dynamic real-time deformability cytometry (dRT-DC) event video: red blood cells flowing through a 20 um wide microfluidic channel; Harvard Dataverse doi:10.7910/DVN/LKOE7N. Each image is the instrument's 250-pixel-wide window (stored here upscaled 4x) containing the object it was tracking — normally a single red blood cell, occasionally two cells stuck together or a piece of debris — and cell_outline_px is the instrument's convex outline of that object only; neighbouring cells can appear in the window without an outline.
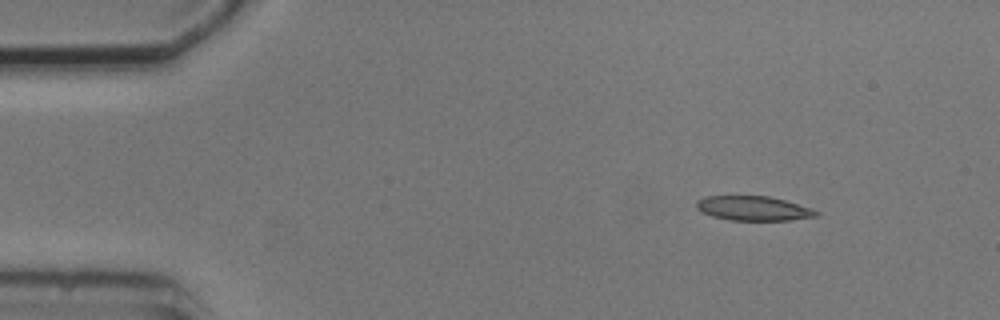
{"species": "common noctule bat (a hibernating species)", "species_latin": "Nyctalus noctula", "temperature_condition": "cold", "stored_images_in_passage": 7, "camera_frame_rate_fps": 3000, "um_per_image_px": 0.085, "animal": {"sex": "male", "body_mass_g": 20.5, "forearm_length_mm": 52.5}, "frame": {"image": 1, "passage_image": 1, "time_ms": 0.0, "image_size_px": [1000, 320], "cell_outline_px": [[820, 216], [792, 220], [732, 220], [712, 216], [700, 212], [696, 208], [696, 200], [704, 196], [768, 196], [784, 200], [812, 208], [820, 212]], "centroid_in_image_um": [64.04, 17.71], "position_along_channel_um": 21.0, "area_um2": 17.22}}
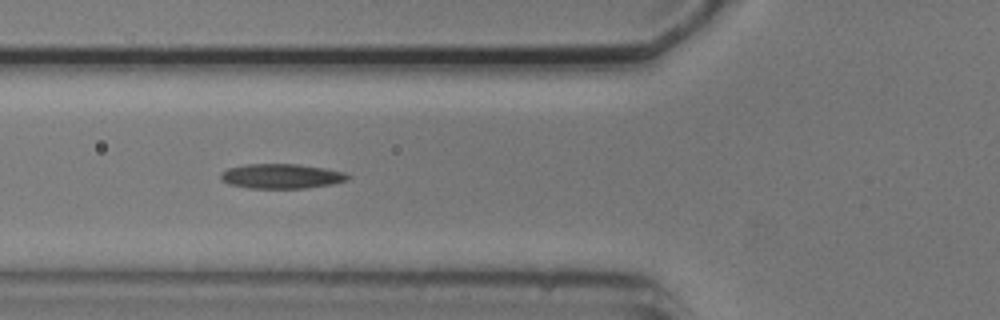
{"frame": {"image": 2, "passage_image": 5, "time_ms": 4.333, "image_size_px": [1000, 320], "cell_outline_px": [[352, 176], [348, 180], [332, 184], [304, 188], [248, 188], [228, 184], [220, 180], [220, 172], [228, 168], [248, 164], [296, 164], [324, 168], [344, 172]], "centroid_in_image_um": [23.9, 14.98], "position_along_channel_um": 101.9, "area_um2": 18.38}}
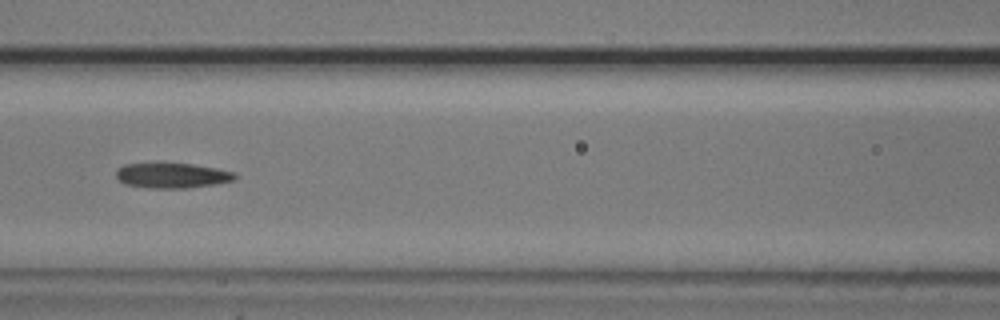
{"frame": {"image": 3, "passage_image": 6, "time_ms": 5.667, "image_size_px": [1000, 320], "cell_outline_px": [[240, 176], [236, 180], [212, 184], [184, 188], [152, 188], [124, 184], [116, 176], [116, 168], [124, 164], [160, 160], [192, 164], [216, 168], [236, 172]], "centroid_in_image_um": [14.6, 14.86], "position_along_channel_um": 152.0, "area_um2": 18.26}}